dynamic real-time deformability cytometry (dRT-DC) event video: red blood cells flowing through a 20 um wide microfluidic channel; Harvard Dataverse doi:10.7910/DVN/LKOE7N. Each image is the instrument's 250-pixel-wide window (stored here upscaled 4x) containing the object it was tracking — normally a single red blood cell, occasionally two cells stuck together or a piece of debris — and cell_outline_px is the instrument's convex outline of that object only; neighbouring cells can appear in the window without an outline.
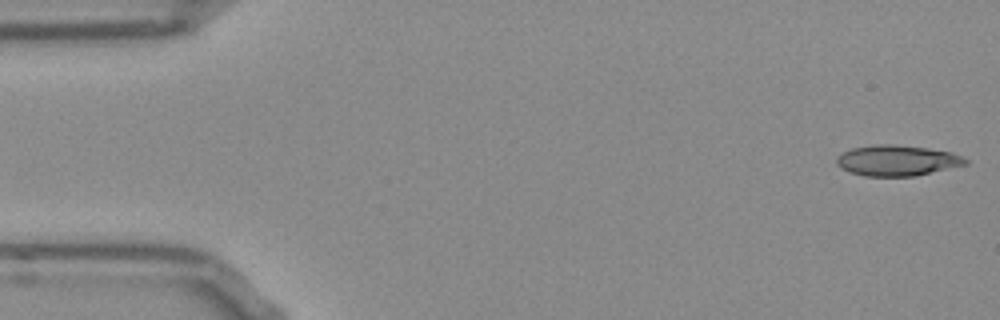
{"species": "Egyptian fruit bat (a non-hibernating species)", "species_latin": "Rousettus aegyptiacus", "temperature_condition": "room temperature", "stored_images_in_passage": 51, "camera_frame_rate_fps": 3000, "um_per_image_px": 0.085, "frame": {"image": 1, "passage_image": 1, "time_ms": 0.0, "image_size_px": [1000, 320], "cell_outline_px": [[968, 164], [916, 176], [864, 176], [840, 168], [836, 164], [836, 156], [852, 148], [872, 144], [892, 144], [928, 148], [952, 152], [968, 160]], "centroid_in_image_um": [76.24, 13.64], "position_along_channel_um": 8.8, "area_um2": 23.12}}
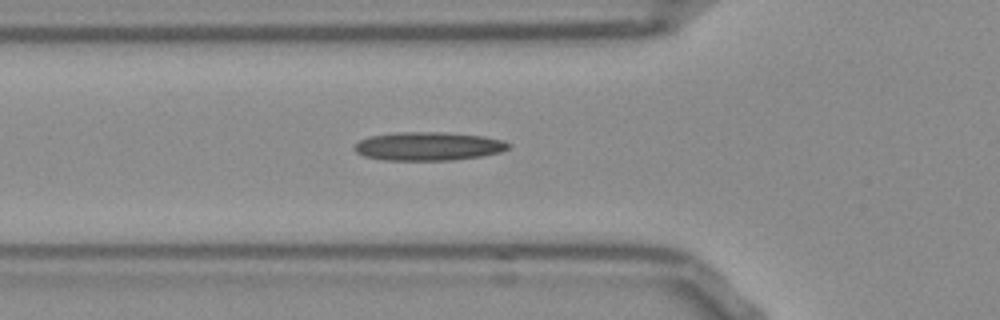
{"frame": {"image": 2, "passage_image": 17, "time_ms": 5.333, "image_size_px": [1000, 320], "cell_outline_px": [[512, 148], [500, 152], [484, 156], [452, 160], [388, 160], [364, 156], [356, 152], [352, 148], [360, 140], [368, 136], [400, 132], [444, 132], [484, 136], [504, 140], [512, 144]], "centroid_in_image_um": [36.47, 12.43], "position_along_channel_um": 89.3, "area_um2": 25.84}}
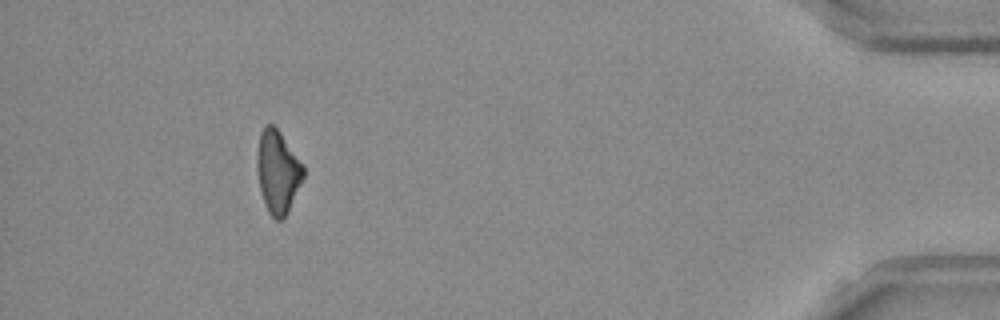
{"frame": {"image": 3, "passage_image": 47, "time_ms": 15.333, "image_size_px": [1000, 320], "cell_outline_px": [[304, 176], [288, 212], [284, 220], [276, 220], [268, 212], [260, 188], [256, 164], [256, 152], [260, 132], [268, 124], [272, 124], [280, 132], [304, 164]], "centroid_in_image_um": [23.61, 14.6], "position_along_channel_um": 411.6, "area_um2": 22.37}, "authors_computed_cell_mechanics": {"area_um2": 23.3512, "velocity_mm_per_s": 3.8717, "shape_relaxation_time_tau1_ms": null, "shape_relaxation_time_tau2_ms": 3.7821, "deformation_change_tau1": null, "deformation_change_tau2": 0.159}}